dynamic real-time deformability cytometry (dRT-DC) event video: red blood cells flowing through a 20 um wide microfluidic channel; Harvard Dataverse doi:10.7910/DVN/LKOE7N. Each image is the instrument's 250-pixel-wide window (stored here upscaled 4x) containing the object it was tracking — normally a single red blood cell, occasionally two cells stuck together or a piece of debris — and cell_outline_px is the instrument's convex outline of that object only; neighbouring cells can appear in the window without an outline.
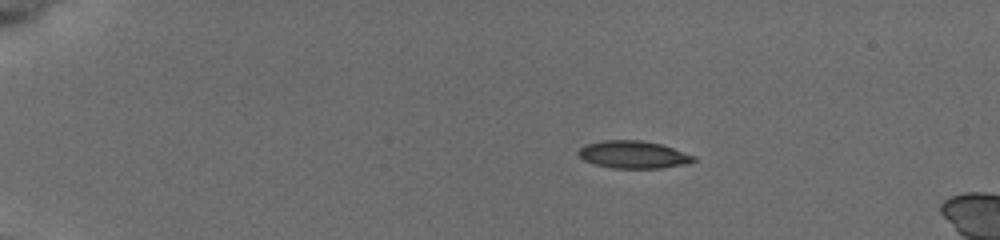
{"species": "common noctule bat (a hibernating species)", "species_latin": "Nyctalus noctula", "temperature_condition": "cold", "stored_images_in_passage": 25, "camera_frame_rate_fps": 3000, "um_per_image_px": 0.085, "animal": {"sex": "female", "body_mass_g": 19.5, "forearm_length_mm": 54.1}, "frame": {"image": 1, "passage_image": 14, "time_ms": 3.333, "image_size_px": [1000, 240], "cell_outline_px": [[696, 160], [684, 164], [660, 168], [612, 168], [596, 164], [584, 160], [576, 152], [584, 144], [600, 140], [640, 140], [660, 144], [696, 156]], "centroid_in_image_um": [53.79, 13.13], "position_along_channel_um": 31.2, "area_um2": 18.38}}